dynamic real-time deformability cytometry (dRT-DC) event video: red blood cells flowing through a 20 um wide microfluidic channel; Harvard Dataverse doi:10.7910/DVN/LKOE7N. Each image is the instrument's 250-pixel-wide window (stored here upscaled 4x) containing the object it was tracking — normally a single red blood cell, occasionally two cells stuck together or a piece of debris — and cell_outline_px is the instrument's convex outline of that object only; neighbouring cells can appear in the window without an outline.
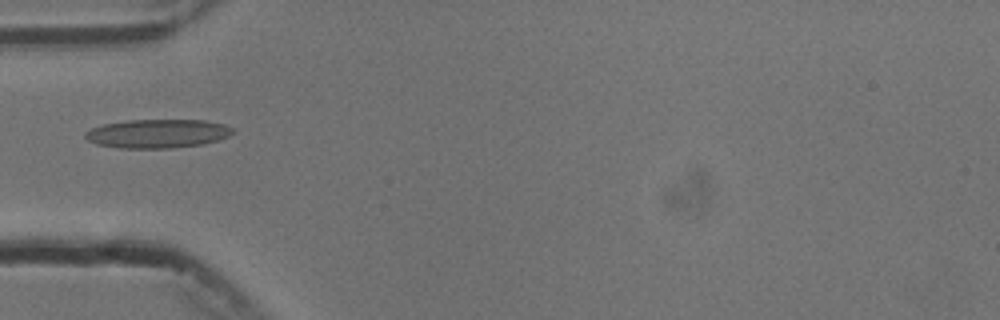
{"species": "common noctule bat (a hibernating species)", "species_latin": "Nyctalus noctula", "temperature_condition": "cold", "stored_images_in_passage": 5, "camera_frame_rate_fps": 3000, "um_per_image_px": 0.085, "animal": {"sex": "male", "body_mass_g": 13.3}, "frame": {"image": 1, "passage_image": 1, "time_ms": 0.0, "image_size_px": [1000, 320], "cell_outline_px": [[236, 132], [228, 136], [216, 140], [200, 144], [172, 148], [120, 148], [96, 144], [88, 140], [84, 136], [84, 132], [100, 124], [124, 120], [204, 120], [224, 124], [232, 128]], "centroid_in_image_um": [13.35, 11.34], "position_along_channel_um": 71.7, "area_um2": 24.8}}
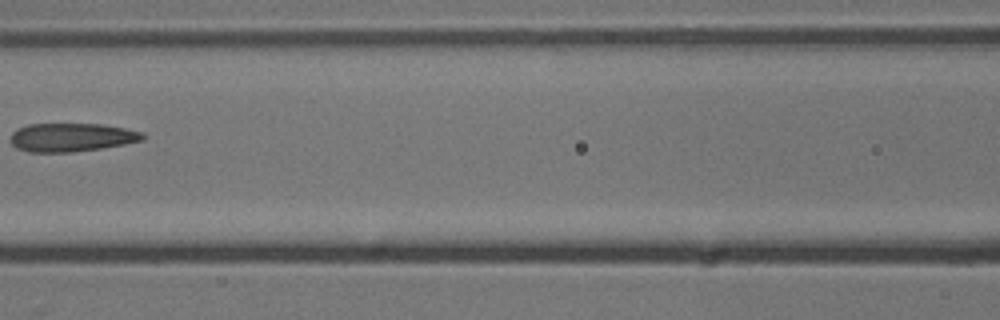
{"frame": {"image": 2, "passage_image": 3, "time_ms": 2.333, "image_size_px": [1000, 320], "cell_outline_px": [[144, 140], [124, 144], [100, 148], [72, 152], [28, 152], [16, 148], [12, 144], [12, 132], [16, 128], [28, 124], [100, 124], [124, 128], [144, 132]], "centroid_in_image_um": [6.07, 11.67], "position_along_channel_um": 160.5, "area_um2": 21.91}}
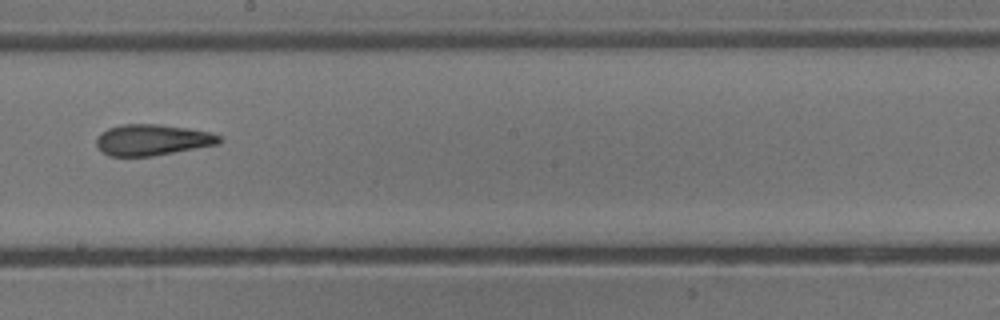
{"frame": {"image": 3, "passage_image": 5, "time_ms": 4.333, "image_size_px": [1000, 320], "cell_outline_px": [[224, 140], [220, 144], [152, 156], [108, 156], [96, 144], [96, 136], [100, 132], [108, 128], [120, 124], [160, 124], [188, 128], [212, 132], [220, 136]], "centroid_in_image_um": [12.97, 11.88], "position_along_channel_um": 235.2, "area_um2": 22.48}}